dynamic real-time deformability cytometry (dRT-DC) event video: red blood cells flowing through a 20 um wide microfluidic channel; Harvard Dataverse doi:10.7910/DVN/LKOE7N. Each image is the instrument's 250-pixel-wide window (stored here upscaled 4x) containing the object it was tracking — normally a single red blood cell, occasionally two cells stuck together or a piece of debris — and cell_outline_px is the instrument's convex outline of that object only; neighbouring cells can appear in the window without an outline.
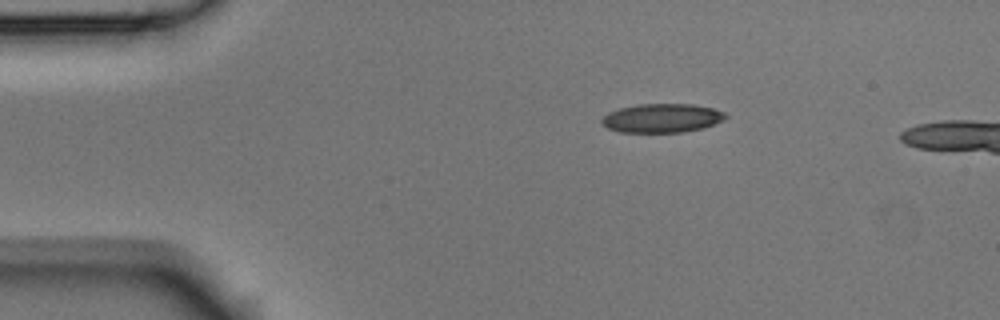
{"species": "Egyptian fruit bat (a non-hibernating species)", "species_latin": "Rousettus aegyptiacus", "temperature_condition": "room temperature", "stored_images_in_passage": 3, "camera_frame_rate_fps": 3000, "um_per_image_px": 0.085, "animal": {"sex": "male"}, "frame": {"image": 1, "passage_image": 1, "time_ms": 0.0, "image_size_px": [1000, 320], "cell_outline_px": [[728, 116], [724, 120], [704, 128], [684, 132], [620, 132], [608, 128], [600, 120], [608, 112], [620, 108], [640, 104], [692, 104], [712, 108], [724, 112]], "centroid_in_image_um": [56.29, 10.04], "position_along_channel_um": 28.7, "area_um2": 20.81}}